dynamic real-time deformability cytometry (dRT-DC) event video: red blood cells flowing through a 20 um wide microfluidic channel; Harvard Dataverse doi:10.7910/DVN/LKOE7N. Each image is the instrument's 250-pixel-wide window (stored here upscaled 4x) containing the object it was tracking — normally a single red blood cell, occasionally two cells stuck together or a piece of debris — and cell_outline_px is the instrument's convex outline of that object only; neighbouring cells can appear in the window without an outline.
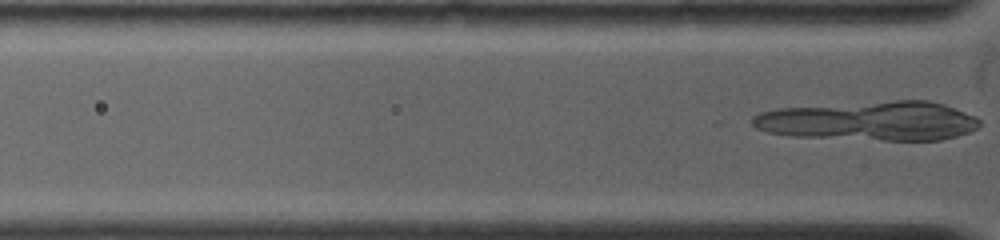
{"species": "common noctule bat (a hibernating species)", "species_latin": "Nyctalus noctula", "temperature_condition": "warm", "stored_images_in_passage": 2, "segment_of_instrument_passage": [2, 2], "camera_frame_rate_fps": 5000, "um_per_image_px": 0.085, "animal": {"sex": "female", "body_mass_g": 19.0, "forearm_length_mm": 53.3}, "frame": {"image": 1, "passage_image": 2, "time_ms": 0.2, "image_size_px": [1000, 240], "cell_outline_px": [[788, 24], [740, 32], [660, 32], [648, 24], [648, 20], [656, 12], [780, 12]], "centroid_in_image_um": [60.75, 1.83], "position_along_channel_um": 65.1, "area_um2": 17.92}}